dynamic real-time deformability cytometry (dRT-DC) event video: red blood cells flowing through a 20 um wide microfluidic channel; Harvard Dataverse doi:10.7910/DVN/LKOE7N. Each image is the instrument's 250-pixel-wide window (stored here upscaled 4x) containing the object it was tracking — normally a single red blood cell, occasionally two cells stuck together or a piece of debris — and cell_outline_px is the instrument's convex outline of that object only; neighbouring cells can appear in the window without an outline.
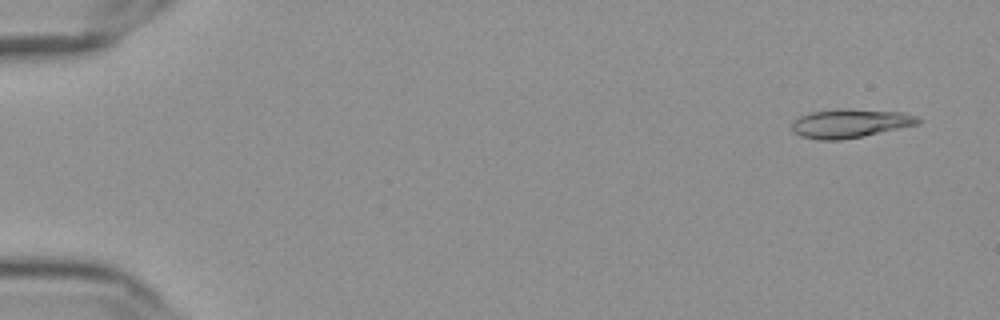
{"species": "Egyptian fruit bat (a non-hibernating species)", "species_latin": "Rousettus aegyptiacus", "temperature_condition": "cold", "stored_images_in_passage": 56, "camera_frame_rate_fps": 3000, "um_per_image_px": 0.085, "frame": {"image": 1, "passage_image": 3, "time_ms": 0.667, "image_size_px": [1000, 320], "cell_outline_px": [[920, 124], [864, 136], [840, 140], [820, 140], [800, 136], [792, 132], [792, 124], [800, 116], [812, 112], [900, 112], [916, 116], [920, 120]], "centroid_in_image_um": [72.25, 10.56], "position_along_channel_um": 12.8, "area_um2": 19.83}}
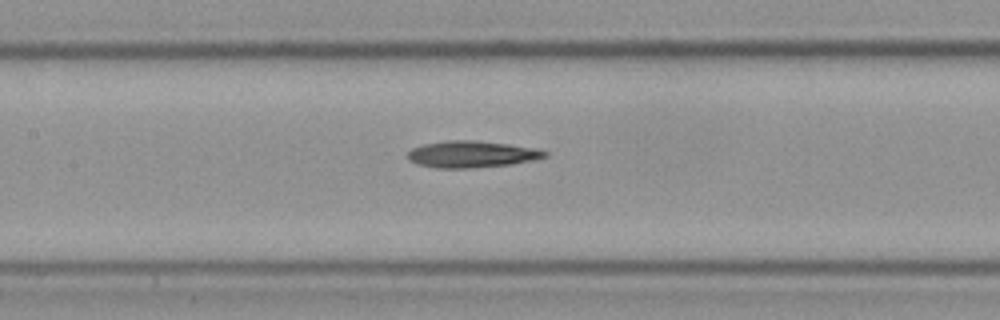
{"frame": {"image": 2, "passage_image": 27, "time_ms": 8.667, "image_size_px": [1000, 320], "cell_outline_px": [[548, 156], [532, 160], [512, 164], [476, 168], [436, 168], [416, 164], [408, 160], [408, 152], [412, 148], [424, 144], [448, 140], [476, 140], [508, 144], [536, 148], [548, 152]], "centroid_in_image_um": [40.09, 13.11], "position_along_channel_um": 167.3, "area_um2": 21.44}}
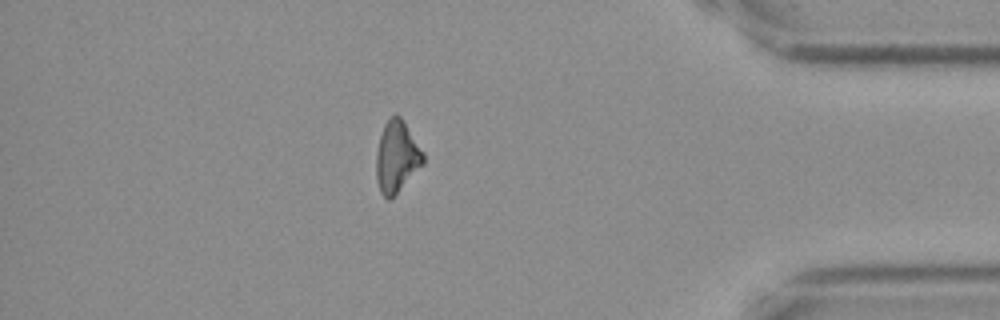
{"frame": {"image": 3, "passage_image": 49, "time_ms": 16.0, "image_size_px": [1000, 320], "cell_outline_px": [[424, 164], [388, 200], [380, 192], [376, 180], [376, 152], [380, 136], [384, 124], [396, 112], [404, 120], [424, 152]], "centroid_in_image_um": [33.72, 13.28], "position_along_channel_um": 401.5, "area_um2": 19.54}}